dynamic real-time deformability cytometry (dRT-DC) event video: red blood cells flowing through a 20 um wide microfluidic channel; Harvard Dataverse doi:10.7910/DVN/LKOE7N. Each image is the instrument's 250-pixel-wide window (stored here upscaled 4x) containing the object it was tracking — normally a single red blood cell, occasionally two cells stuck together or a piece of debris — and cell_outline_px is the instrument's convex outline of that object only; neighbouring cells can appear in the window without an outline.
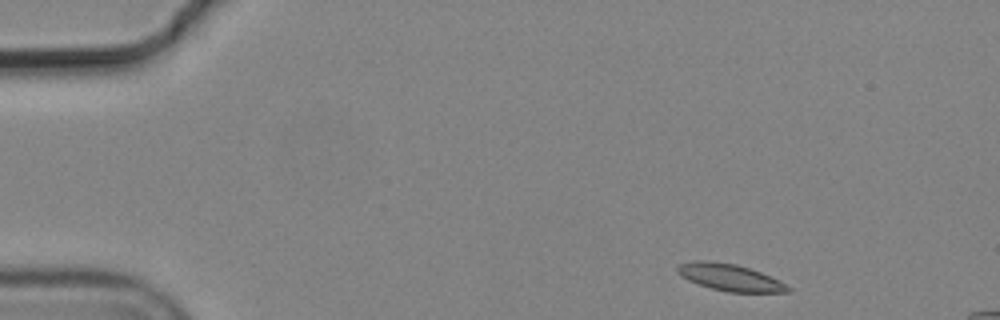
{"species": "common noctule bat (a hibernating species)", "species_latin": "Nyctalus noctula", "temperature_condition": "cold", "stored_images_in_passage": 3, "camera_frame_rate_fps": 3000, "um_per_image_px": 0.085, "animal": {"sex": "male", "body_mass_g": 19.2, "forearm_length_mm": 51.8}, "frame": {"image": 1, "passage_image": 1, "time_ms": 0.0, "image_size_px": [1000, 320], "cell_outline_px": [[792, 292], [728, 292], [712, 288], [688, 280], [676, 272], [676, 268], [680, 264], [692, 260], [708, 260], [736, 264], [760, 272], [780, 280], [792, 288]], "centroid_in_image_um": [62.05, 23.57], "position_along_channel_um": 22.9, "area_um2": 17.28}}